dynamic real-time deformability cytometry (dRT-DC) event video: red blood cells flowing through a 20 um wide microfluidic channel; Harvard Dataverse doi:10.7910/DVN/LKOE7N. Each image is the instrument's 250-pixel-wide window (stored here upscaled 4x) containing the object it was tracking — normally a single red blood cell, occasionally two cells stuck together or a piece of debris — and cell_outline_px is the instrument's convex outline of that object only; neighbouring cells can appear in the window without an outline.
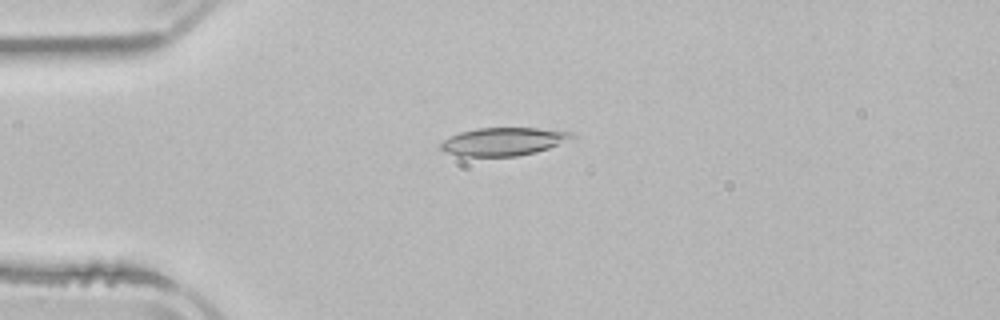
{"species": "common noctule bat (a hibernating species)", "species_latin": "Nyctalus noctula", "temperature_condition": "room temperature", "stored_images_in_passage": 2, "camera_frame_rate_fps": 3000, "um_per_image_px": 0.085, "animal": {"sex": "male", "body_mass_g": 21.5, "forearm_length_mm": 52.0}, "frame": {"image": 1, "passage_image": 2, "time_ms": 1.333, "image_size_px": [1000, 320], "cell_outline_px": [[576, 136], [548, 148], [536, 152], [516, 156], [460, 156], [448, 152], [440, 148], [440, 144], [444, 140], [460, 132], [476, 128], [536, 128], [572, 132]], "centroid_in_image_um": [42.78, 12.03], "position_along_channel_um": 42.2, "area_um2": 21.1}}